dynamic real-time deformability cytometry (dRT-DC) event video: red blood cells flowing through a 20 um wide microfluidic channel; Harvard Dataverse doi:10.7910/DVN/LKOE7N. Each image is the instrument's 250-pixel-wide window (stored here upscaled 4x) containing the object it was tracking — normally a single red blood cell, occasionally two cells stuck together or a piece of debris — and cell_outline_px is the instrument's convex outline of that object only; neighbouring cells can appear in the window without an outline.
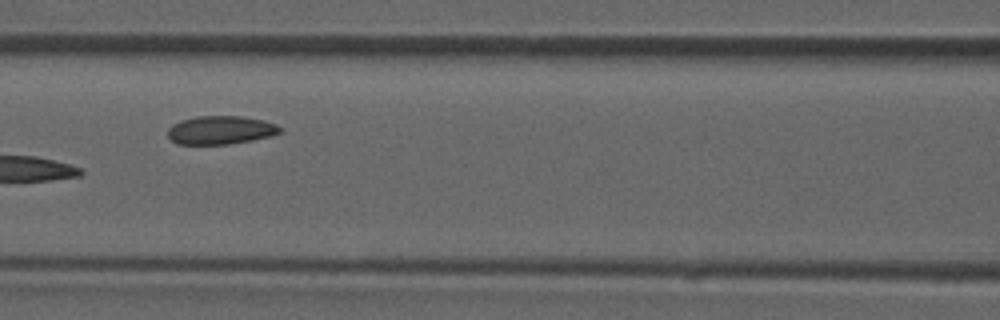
{"species": "common noctule bat (a hibernating species)", "species_latin": "Nyctalus noctula", "temperature_condition": "room temperature", "stored_images_in_passage": 6, "camera_frame_rate_fps": 3000, "um_per_image_px": 0.085, "animal": {"sex": "male", "forearm_length_mm": 52.5}, "frame": {"image": 1, "passage_image": 6, "time_ms": 1.667, "image_size_px": [1000, 320], "cell_outline_px": [[280, 132], [268, 136], [252, 140], [228, 144], [180, 144], [172, 140], [168, 136], [168, 128], [172, 124], [180, 120], [196, 116], [240, 116], [264, 120], [276, 124], [280, 128]], "centroid_in_image_um": [18.71, 11.04], "position_along_channel_um": 147.9, "area_um2": 18.44}}